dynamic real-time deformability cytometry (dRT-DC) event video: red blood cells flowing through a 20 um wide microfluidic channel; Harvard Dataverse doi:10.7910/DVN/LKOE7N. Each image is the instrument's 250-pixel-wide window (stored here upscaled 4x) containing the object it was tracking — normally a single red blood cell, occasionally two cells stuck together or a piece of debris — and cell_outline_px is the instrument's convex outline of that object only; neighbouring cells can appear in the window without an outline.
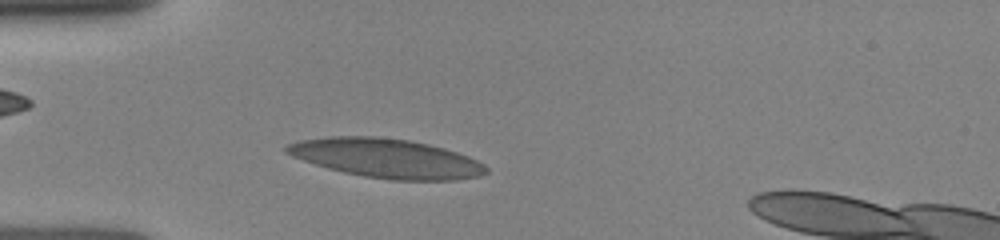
{"species": "human", "species_latin": "Homo sapiens", "temperature_condition": "room temperature", "stored_images_in_passage": 28, "camera_frame_rate_fps": 3000, "um_per_image_px": 0.085, "donor": {"sex": "female"}, "frame": {"image": 1, "passage_image": 1, "time_ms": 0.0, "image_size_px": [1000, 240], "cell_outline_px": [[488, 172], [480, 176], [456, 180], [392, 180], [364, 176], [344, 172], [328, 168], [292, 156], [284, 152], [284, 148], [288, 144], [300, 140], [332, 136], [376, 136], [408, 140], [428, 144], [444, 148], [468, 156], [484, 164], [488, 168]], "centroid_in_image_um": [32.86, 13.45], "position_along_channel_um": 52.1, "area_um2": 45.37}}
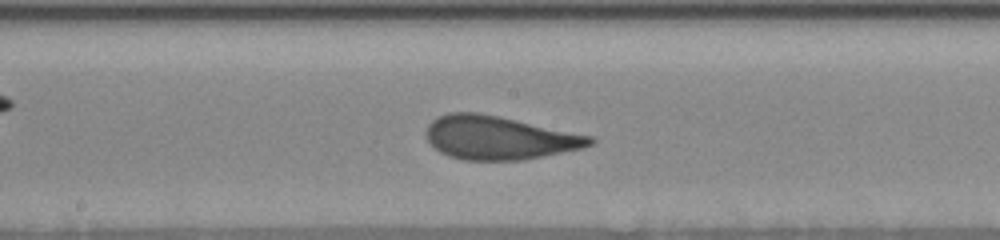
{"frame": {"image": 2, "passage_image": 11, "time_ms": 4.0, "image_size_px": [1000, 240], "cell_outline_px": [[596, 140], [592, 144], [584, 148], [520, 160], [460, 160], [448, 156], [440, 152], [428, 140], [428, 124], [432, 120], [448, 112], [480, 112], [500, 116], [596, 136]], "centroid_in_image_um": [42.48, 11.7], "position_along_channel_um": 205.7, "area_um2": 41.67}}
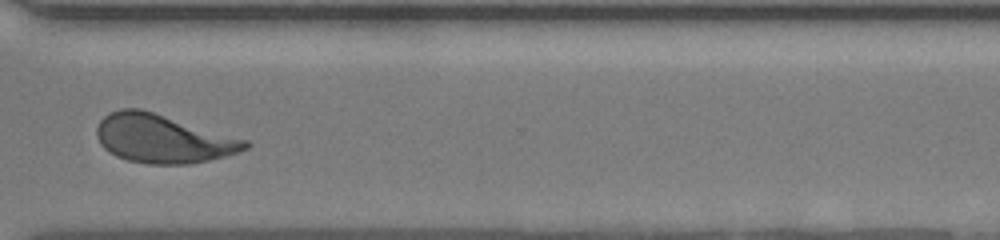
{"frame": {"image": 3, "passage_image": 23, "time_ms": 7.667, "image_size_px": [1000, 240], "cell_outline_px": [[252, 144], [248, 148], [240, 152], [208, 160], [188, 164], [148, 164], [128, 160], [116, 156], [108, 152], [100, 144], [96, 136], [96, 128], [100, 120], [108, 112], [120, 108], [140, 108], [248, 140]], "centroid_in_image_um": [13.82, 11.78], "position_along_channel_um": 356.8, "area_um2": 42.08}}